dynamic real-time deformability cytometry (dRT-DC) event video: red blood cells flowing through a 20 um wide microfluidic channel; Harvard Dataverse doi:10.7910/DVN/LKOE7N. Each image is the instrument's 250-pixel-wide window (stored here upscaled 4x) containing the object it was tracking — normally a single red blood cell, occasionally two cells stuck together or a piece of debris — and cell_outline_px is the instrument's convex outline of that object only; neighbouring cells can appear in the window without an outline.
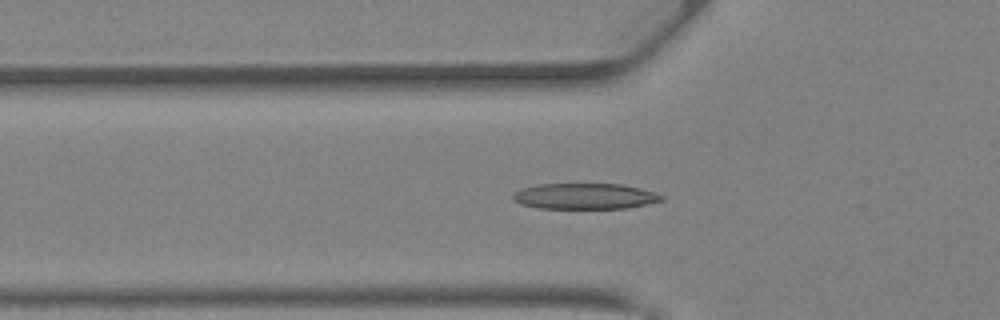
{"species": "Egyptian fruit bat (a non-hibernating species)", "species_latin": "Rousettus aegyptiacus", "temperature_condition": "warm", "stored_images_in_passage": 23, "camera_frame_rate_fps": 3000, "um_per_image_px": 0.085, "animal": {"sex": "female"}, "frame": {"image": 1, "passage_image": 15, "time_ms": 4.667, "image_size_px": [1000, 320], "cell_outline_px": [[664, 200], [628, 208], [540, 208], [520, 204], [512, 200], [512, 196], [516, 192], [524, 188], [540, 184], [624, 184], [640, 188], [664, 196]], "centroid_in_image_um": [49.72, 16.68], "position_along_channel_um": 76.1, "area_um2": 22.2}}
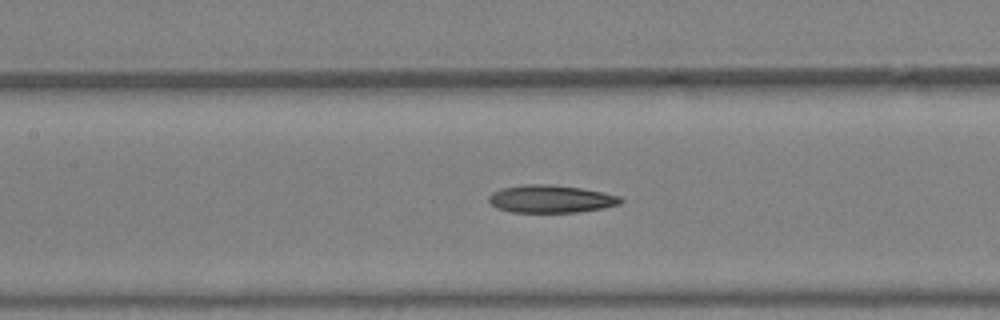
{"frame": {"image": 2, "passage_image": 20, "time_ms": 6.333, "image_size_px": [1000, 320], "cell_outline_px": [[624, 200], [620, 204], [604, 208], [580, 212], [512, 212], [496, 208], [488, 200], [488, 196], [492, 192], [504, 188], [528, 184], [548, 184], [580, 188], [604, 192], [620, 196]], "centroid_in_image_um": [46.85, 16.91], "position_along_channel_um": 160.5, "area_um2": 21.27}}
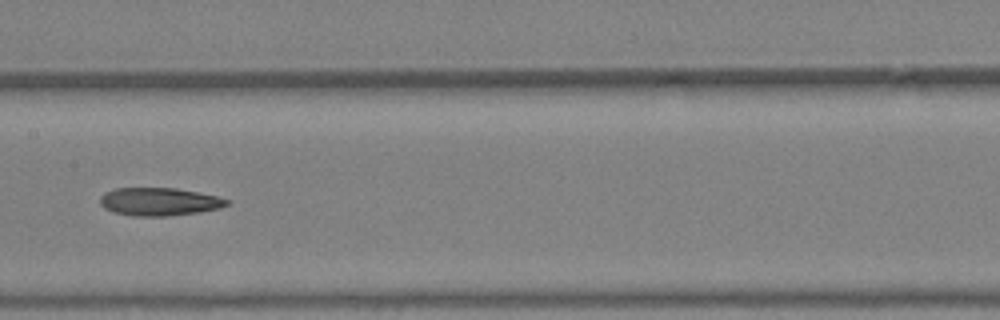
{"frame": {"image": 3, "passage_image": 22, "time_ms": 7.0, "image_size_px": [1000, 320], "cell_outline_px": [[228, 204], [220, 208], [200, 212], [164, 216], [140, 216], [112, 212], [104, 208], [100, 204], [100, 196], [104, 192], [116, 188], [176, 188], [216, 196], [228, 200]], "centroid_in_image_um": [13.49, 17.14], "position_along_channel_um": 193.9, "area_um2": 20.52}}